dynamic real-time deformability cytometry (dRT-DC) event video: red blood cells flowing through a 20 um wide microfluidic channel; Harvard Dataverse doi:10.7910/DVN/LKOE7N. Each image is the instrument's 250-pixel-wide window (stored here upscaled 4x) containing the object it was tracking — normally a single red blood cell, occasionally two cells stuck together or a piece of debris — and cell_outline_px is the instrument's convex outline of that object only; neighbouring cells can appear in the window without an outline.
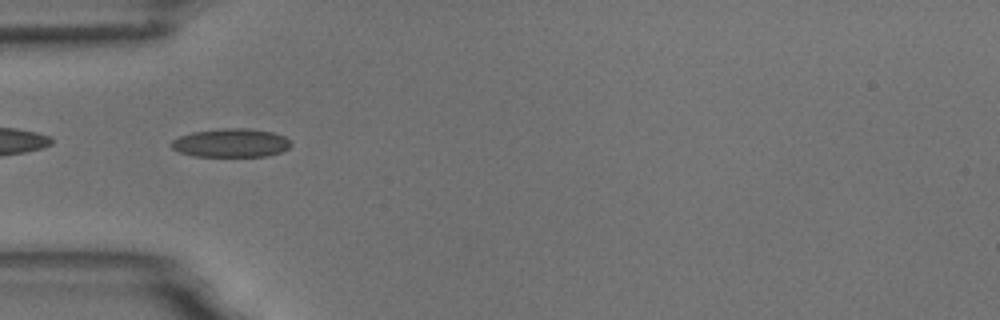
{"species": "common noctule bat (a hibernating species)", "species_latin": "Nyctalus noctula", "temperature_condition": "room temperature", "stored_images_in_passage": 6, "camera_frame_rate_fps": 3000, "um_per_image_px": 0.085, "animal": {"sex": "male", "body_mass_g": 18.8}, "frame": {"image": 1, "passage_image": 4, "time_ms": 3.333, "image_size_px": [1000, 320], "cell_outline_px": [[292, 144], [288, 148], [280, 152], [268, 156], [192, 156], [180, 152], [172, 148], [172, 140], [180, 136], [192, 132], [224, 128], [248, 128], [272, 132], [284, 136]], "centroid_in_image_um": [19.64, 12.15], "position_along_channel_um": 65.4, "area_um2": 19.83}}